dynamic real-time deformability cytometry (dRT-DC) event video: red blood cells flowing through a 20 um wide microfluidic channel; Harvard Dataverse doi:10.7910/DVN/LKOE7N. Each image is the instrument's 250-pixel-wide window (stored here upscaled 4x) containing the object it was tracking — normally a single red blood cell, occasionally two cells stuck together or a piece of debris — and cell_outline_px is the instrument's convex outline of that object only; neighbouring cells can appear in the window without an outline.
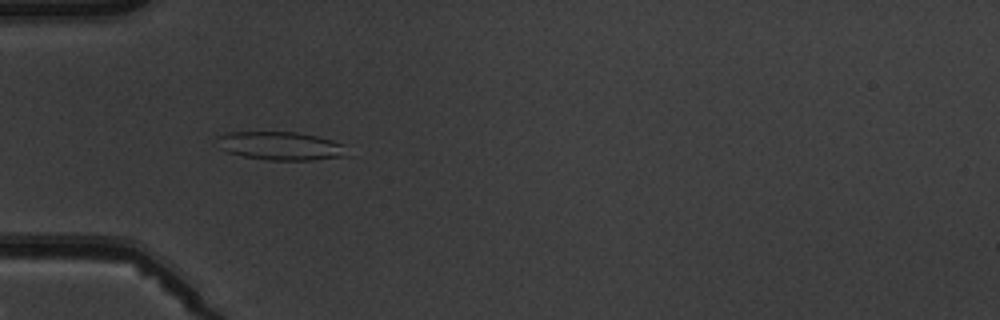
{"species": "common noctule bat (a hibernating species)", "species_latin": "Nyctalus noctula", "temperature_condition": "warm", "stored_images_in_passage": 7, "camera_frame_rate_fps": 3000, "um_per_image_px": 0.085, "animal": {"sex": "male", "body_mass_g": 19.5, "forearm_length_mm": 54.6}, "frame": {"image": 1, "passage_image": 4, "time_ms": 3.333, "image_size_px": [1000, 320], "cell_outline_px": [[352, 156], [312, 160], [268, 160], [244, 156], [228, 152], [220, 148], [216, 136], [228, 132], [296, 132], [316, 136], [332, 140], [344, 144]], "centroid_in_image_um": [23.92, 12.41], "position_along_channel_um": 61.1, "area_um2": 21.73}}
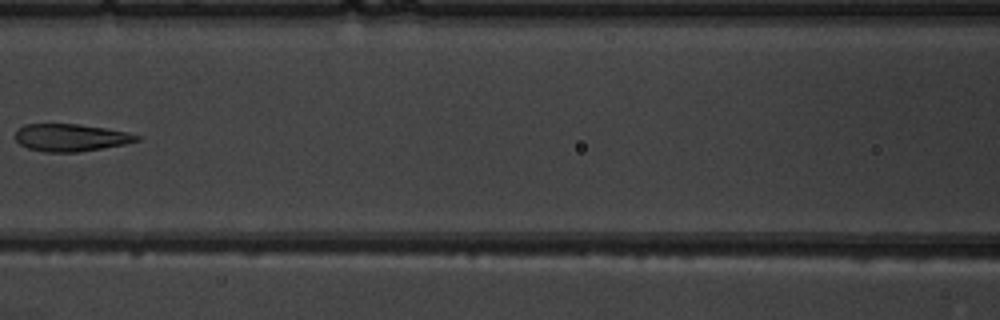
{"frame": {"image": 2, "passage_image": 6, "time_ms": 6.0, "image_size_px": [1000, 320], "cell_outline_px": [[140, 140], [124, 144], [76, 152], [44, 152], [28, 148], [20, 144], [16, 140], [16, 132], [24, 124], [76, 124], [104, 128], [128, 132], [140, 136]], "centroid_in_image_um": [6.0, 11.69], "position_along_channel_um": 160.6, "area_um2": 19.13}}
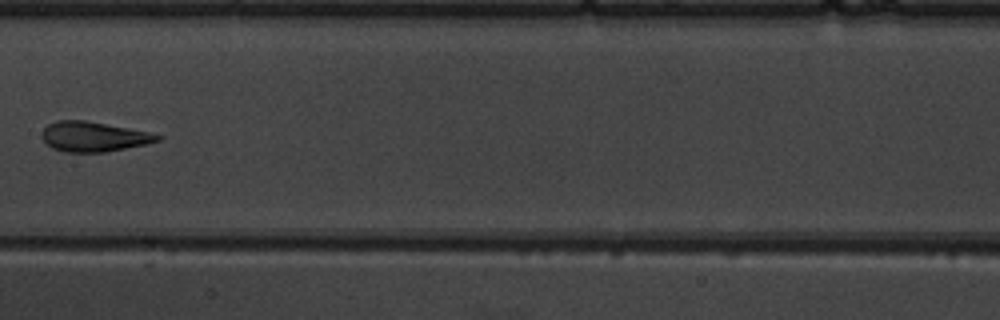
{"frame": {"image": 3, "passage_image": 7, "time_ms": 7.0, "image_size_px": [1000, 320], "cell_outline_px": [[164, 136], [160, 140], [144, 144], [104, 152], [64, 152], [52, 148], [40, 136], [40, 132], [48, 124], [56, 120], [84, 120], [128, 128], [148, 132]], "centroid_in_image_um": [7.9, 11.61], "position_along_channel_um": 199.5, "area_um2": 20.0}}